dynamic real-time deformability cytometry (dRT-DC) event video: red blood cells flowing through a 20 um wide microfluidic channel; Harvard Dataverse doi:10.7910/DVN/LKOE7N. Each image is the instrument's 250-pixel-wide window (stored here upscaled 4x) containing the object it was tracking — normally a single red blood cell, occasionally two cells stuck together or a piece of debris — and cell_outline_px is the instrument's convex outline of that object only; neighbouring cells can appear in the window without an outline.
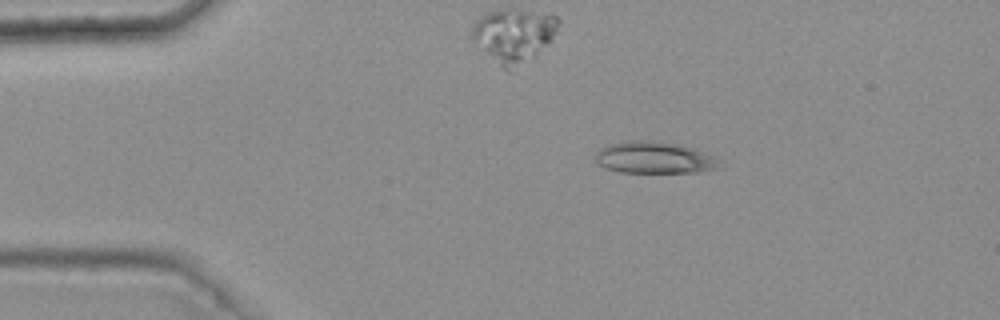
{"species": "common noctule bat (a hibernating species)", "species_latin": "Nyctalus noctula", "temperature_condition": "warm", "stored_images_in_passage": 6, "camera_frame_rate_fps": 3000, "um_per_image_px": 0.085, "animal": {"sex": "female", "body_mass_g": 25.1}, "frame": {"image": 1, "passage_image": 3, "time_ms": 0.667, "image_size_px": [1000, 320], "cell_outline_px": [[720, 168], [696, 172], [620, 172], [596, 164], [596, 152], [600, 148], [608, 144], [632, 140], [652, 140], [676, 144], [692, 148], [712, 156], [716, 160]], "centroid_in_image_um": [55.55, 13.39], "position_along_channel_um": 29.5, "area_um2": 22.66}}
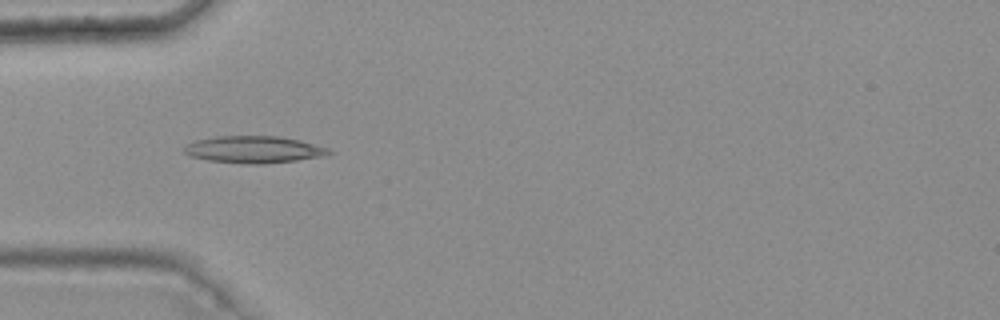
{"frame": {"image": 2, "passage_image": 5, "time_ms": 1.333, "image_size_px": [1000, 320], "cell_outline_px": [[332, 152], [320, 156], [296, 160], [264, 164], [248, 164], [208, 160], [192, 156], [184, 152], [184, 144], [196, 140], [216, 136], [276, 136], [300, 140], [328, 148]], "centroid_in_image_um": [21.53, 12.7], "position_along_channel_um": 63.5, "area_um2": 22.54}}
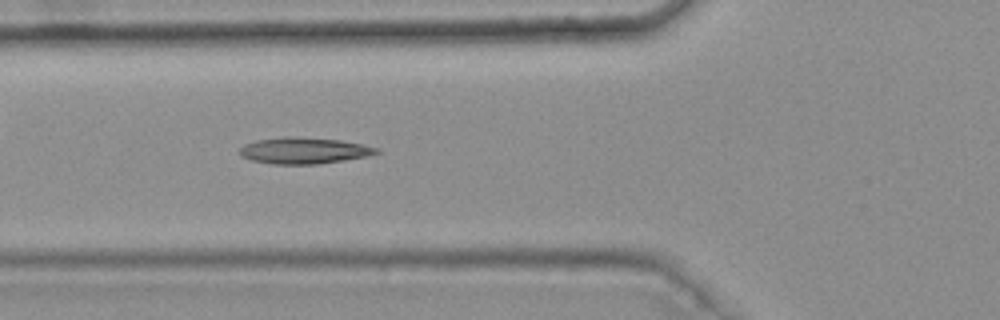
{"frame": {"image": 3, "passage_image": 6, "time_ms": 1.667, "image_size_px": [1000, 320], "cell_outline_px": [[380, 152], [368, 156], [320, 164], [272, 164], [252, 160], [240, 156], [236, 152], [244, 144], [256, 140], [284, 136], [296, 136], [340, 140], [380, 148]], "centroid_in_image_um": [25.8, 12.79], "position_along_channel_um": 100.0, "area_um2": 21.21}}